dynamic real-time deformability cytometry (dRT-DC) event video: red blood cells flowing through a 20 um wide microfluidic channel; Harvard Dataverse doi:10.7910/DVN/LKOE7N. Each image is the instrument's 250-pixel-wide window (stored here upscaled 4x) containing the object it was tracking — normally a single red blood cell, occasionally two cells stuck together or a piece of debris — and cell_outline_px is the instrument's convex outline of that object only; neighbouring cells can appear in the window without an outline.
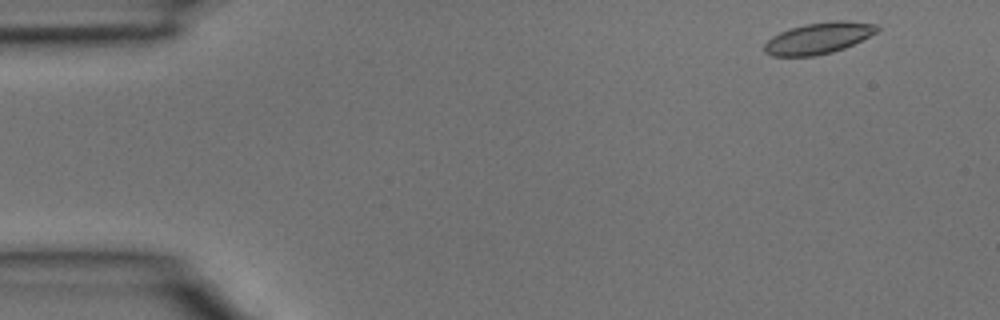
{"species": "common noctule bat (a hibernating species)", "species_latin": "Nyctalus noctula", "temperature_condition": "room temperature", "stored_images_in_passage": 3, "camera_frame_rate_fps": 3000, "um_per_image_px": 0.085, "animal": {"sex": "male", "body_mass_g": 15.6}, "frame": {"image": 1, "passage_image": 1, "time_ms": 0.0, "image_size_px": [1000, 320], "cell_outline_px": [[880, 28], [876, 32], [844, 48], [832, 52], [816, 56], [772, 56], [764, 52], [764, 44], [772, 36], [780, 32], [804, 24], [836, 20], [844, 20], [880, 24]], "centroid_in_image_um": [69.57, 3.24], "position_along_channel_um": 15.4, "area_um2": 20.52}}
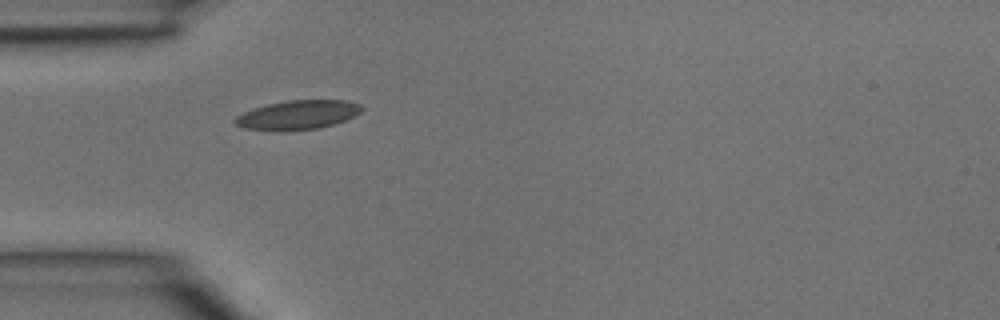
{"frame": {"image": 2, "passage_image": 3, "time_ms": 0.667, "image_size_px": [1000, 320], "cell_outline_px": [[364, 108], [360, 112], [344, 120], [320, 128], [284, 132], [276, 132], [244, 128], [236, 124], [232, 120], [236, 116], [252, 108], [268, 104], [288, 100], [348, 100], [360, 104]], "centroid_in_image_um": [25.27, 9.78], "position_along_channel_um": 59.7, "area_um2": 21.79}}